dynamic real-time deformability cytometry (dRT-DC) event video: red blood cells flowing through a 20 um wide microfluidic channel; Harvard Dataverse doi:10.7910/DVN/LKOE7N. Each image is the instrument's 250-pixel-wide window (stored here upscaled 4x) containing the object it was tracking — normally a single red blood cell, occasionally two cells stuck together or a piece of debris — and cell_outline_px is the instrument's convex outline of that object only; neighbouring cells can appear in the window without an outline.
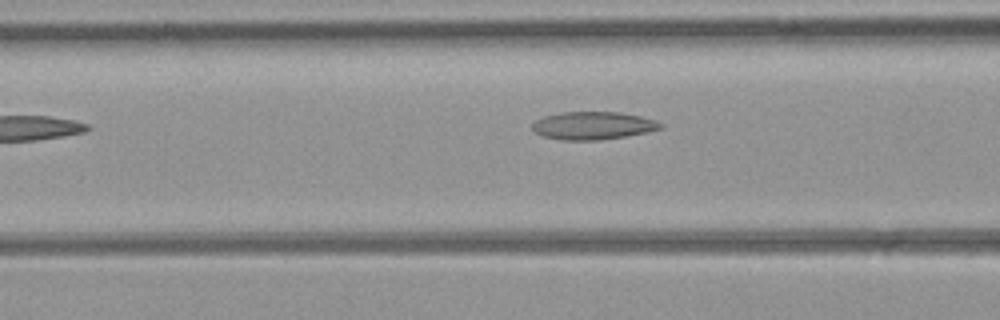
{"species": "common noctule bat (a hibernating species)", "species_latin": "Nyctalus noctula", "temperature_condition": "room temperature", "stored_images_in_passage": 9, "camera_frame_rate_fps": 3000, "um_per_image_px": 0.085, "animal": {"sex": "female", "body_mass_g": 21.9}, "frame": {"image": 1, "passage_image": 7, "time_ms": 2.0, "image_size_px": [1000, 320], "cell_outline_px": [[664, 128], [648, 132], [624, 136], [596, 140], [560, 140], [544, 136], [536, 132], [532, 128], [532, 124], [536, 120], [544, 116], [560, 112], [620, 112], [640, 116], [656, 120], [664, 124]], "centroid_in_image_um": [50.43, 10.67], "position_along_channel_um": 116.2, "area_um2": 20.81}}